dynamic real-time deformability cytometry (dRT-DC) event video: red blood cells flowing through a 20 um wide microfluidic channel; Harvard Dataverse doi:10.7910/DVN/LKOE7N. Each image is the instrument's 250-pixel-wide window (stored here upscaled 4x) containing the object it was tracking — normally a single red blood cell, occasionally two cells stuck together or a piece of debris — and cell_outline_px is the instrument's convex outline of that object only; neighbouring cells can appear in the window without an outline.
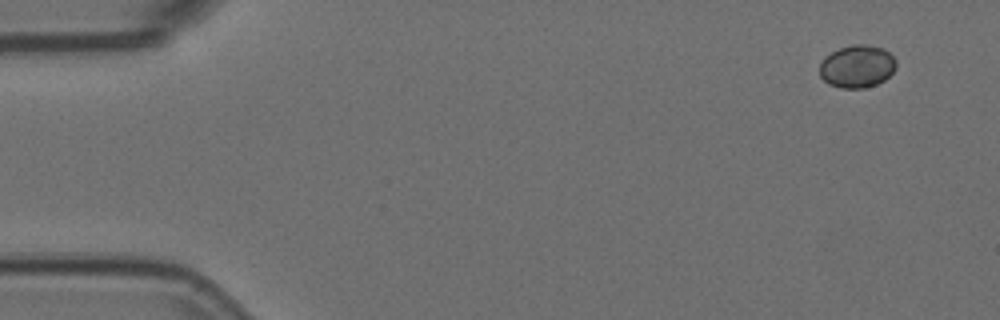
{"species": "Egyptian fruit bat (a non-hibernating species)", "species_latin": "Rousettus aegyptiacus", "temperature_condition": "room temperature", "stored_images_in_passage": 5, "camera_frame_rate_fps": 3000, "um_per_image_px": 0.085, "animal": {"sex": "female"}, "frame": {"image": 1, "passage_image": 1, "time_ms": 0.0, "image_size_px": [1000, 320], "cell_outline_px": [[896, 68], [884, 80], [876, 84], [864, 88], [840, 88], [828, 84], [820, 76], [820, 64], [824, 56], [840, 48], [852, 44], [868, 44], [884, 48], [896, 60]], "centroid_in_image_um": [72.85, 5.64], "position_along_channel_um": 12.2, "area_um2": 19.13}}